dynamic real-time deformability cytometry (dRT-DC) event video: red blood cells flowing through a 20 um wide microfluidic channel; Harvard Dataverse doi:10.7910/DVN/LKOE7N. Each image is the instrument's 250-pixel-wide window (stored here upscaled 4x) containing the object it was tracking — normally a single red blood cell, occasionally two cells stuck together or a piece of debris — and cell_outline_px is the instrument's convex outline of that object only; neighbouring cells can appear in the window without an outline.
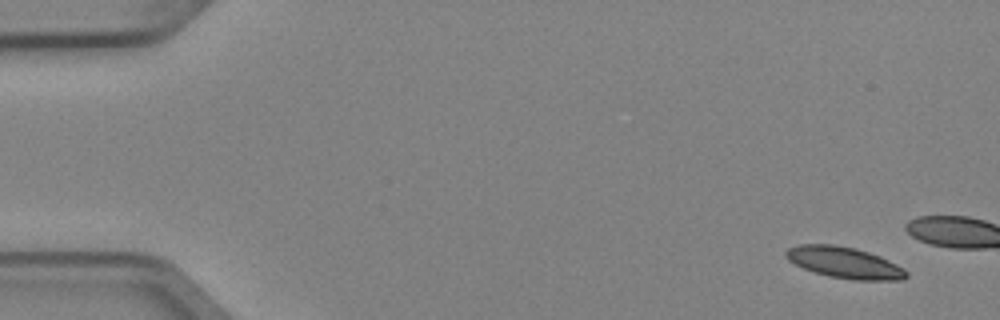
{"species": "Egyptian fruit bat (a non-hibernating species)", "species_latin": "Rousettus aegyptiacus", "temperature_condition": "cold", "stored_images_in_passage": 4, "camera_frame_rate_fps": 3000, "um_per_image_px": 0.085, "animal": {"sex": "female"}, "frame": {"image": 1, "passage_image": 1, "time_ms": 0.0, "image_size_px": [1000, 320], "cell_outline_px": [[908, 276], [904, 280], [852, 280], [828, 276], [804, 268], [788, 260], [784, 256], [784, 252], [788, 248], [800, 244], [832, 244], [856, 248], [880, 256], [904, 268], [908, 272]], "centroid_in_image_um": [71.79, 22.32], "position_along_channel_um": 13.2, "area_um2": 22.02}}